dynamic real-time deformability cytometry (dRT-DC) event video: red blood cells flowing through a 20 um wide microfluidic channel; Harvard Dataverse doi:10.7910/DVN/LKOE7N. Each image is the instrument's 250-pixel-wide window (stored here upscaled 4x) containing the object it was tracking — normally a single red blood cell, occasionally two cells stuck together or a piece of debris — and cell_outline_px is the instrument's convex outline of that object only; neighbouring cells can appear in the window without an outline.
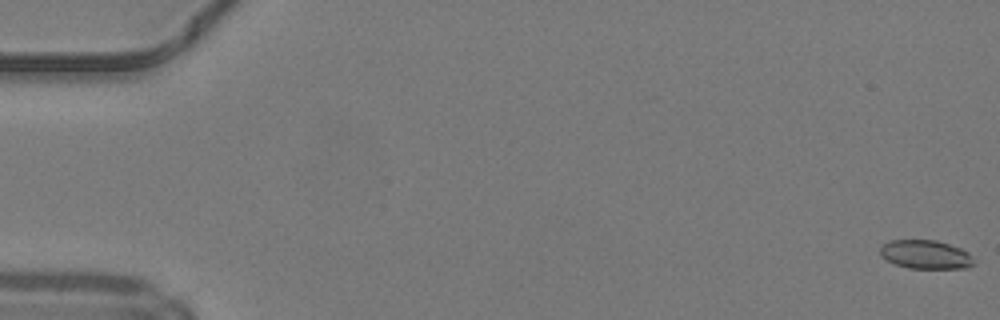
{"species": "common noctule bat (a hibernating species)", "species_latin": "Nyctalus noctula", "temperature_condition": "warm", "stored_images_in_passage": 41, "camera_frame_rate_fps": 3000, "um_per_image_px": 0.085, "animal": {"sex": "male", "body_mass_g": 19.2, "forearm_length_mm": 51.8}, "frame": {"image": 1, "passage_image": 1, "time_ms": 0.0, "image_size_px": [1000, 320], "cell_outline_px": [[976, 260], [968, 268], [908, 268], [896, 264], [880, 256], [880, 248], [888, 240], [936, 240], [960, 248], [968, 252]], "centroid_in_image_um": [78.69, 21.63], "position_along_channel_um": 6.3, "area_um2": 15.66}}
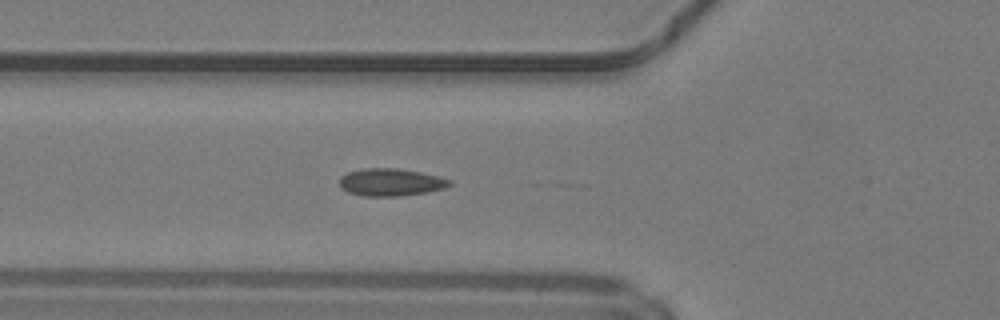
{"frame": {"image": 2, "passage_image": 19, "time_ms": 6.0, "image_size_px": [1000, 320], "cell_outline_px": [[452, 184], [444, 188], [428, 192], [400, 196], [364, 196], [348, 192], [340, 188], [340, 176], [348, 172], [364, 168], [396, 168], [420, 172], [452, 180]], "centroid_in_image_um": [33.2, 15.49], "position_along_channel_um": 92.6, "area_um2": 17.63}}
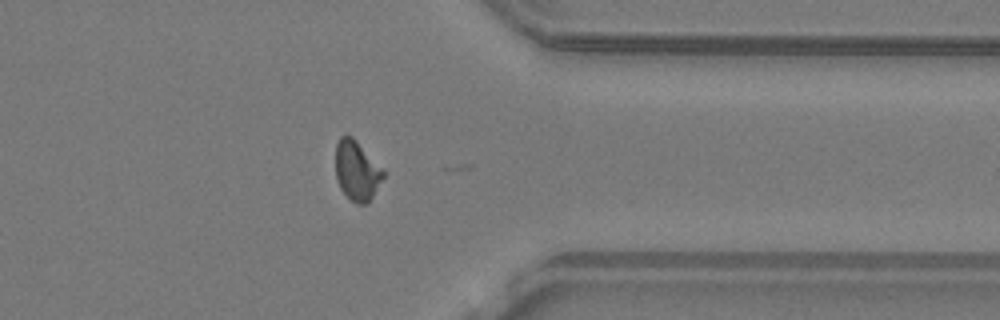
{"frame": {"image": 3, "passage_image": 40, "time_ms": 13.0, "image_size_px": [1000, 320], "cell_outline_px": [[384, 176], [368, 204], [356, 204], [340, 188], [336, 180], [336, 144], [340, 136], [352, 136], [356, 140], [384, 172]], "centroid_in_image_um": [30.3, 14.52], "position_along_channel_um": 381.1, "area_um2": 16.24}, "authors_computed_cell_mechanics": {"area_um2": 16.5308, "velocity_mm_per_s": 4.2327, "shape_relaxation_time_tau1_ms": null, "shape_relaxation_time_tau2_ms": 0.8803, "deformation_change_tau1": null, "deformation_change_tau2": 0.0543}}